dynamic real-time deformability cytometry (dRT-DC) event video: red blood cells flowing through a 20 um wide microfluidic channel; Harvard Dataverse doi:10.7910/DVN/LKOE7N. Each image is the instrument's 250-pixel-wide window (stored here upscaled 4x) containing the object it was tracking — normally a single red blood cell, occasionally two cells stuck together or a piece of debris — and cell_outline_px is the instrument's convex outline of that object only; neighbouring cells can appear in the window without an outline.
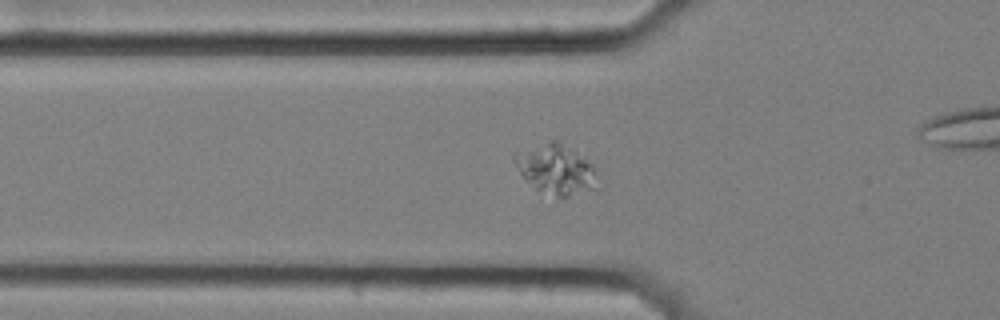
{"species": "common noctule bat (a hibernating species)", "species_latin": "Nyctalus noctula", "temperature_condition": "cold", "stored_images_in_passage": 9, "camera_frame_rate_fps": 3000, "um_per_image_px": 0.085, "animal": {"sex": "female", "body_mass_g": 25.1}, "frame": {"image": 1, "passage_image": 2, "time_ms": 0.333, "image_size_px": [1000, 320], "cell_outline_px": [[596, 188], [568, 196], [556, 196], [536, 188], [524, 180], [512, 156], [516, 152], [552, 140], [556, 140], [584, 156], [592, 164]], "centroid_in_image_um": [47.23, 14.36], "position_along_channel_um": 78.6, "area_um2": 23.35}}